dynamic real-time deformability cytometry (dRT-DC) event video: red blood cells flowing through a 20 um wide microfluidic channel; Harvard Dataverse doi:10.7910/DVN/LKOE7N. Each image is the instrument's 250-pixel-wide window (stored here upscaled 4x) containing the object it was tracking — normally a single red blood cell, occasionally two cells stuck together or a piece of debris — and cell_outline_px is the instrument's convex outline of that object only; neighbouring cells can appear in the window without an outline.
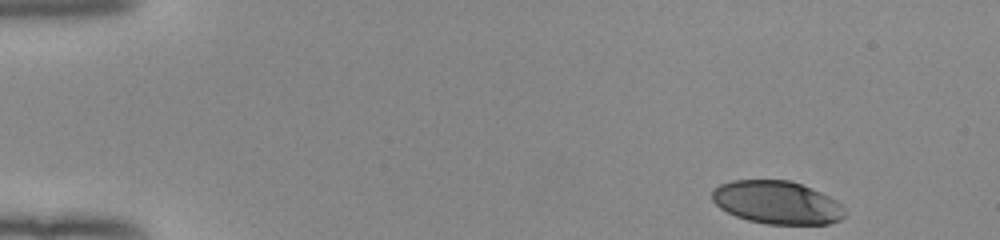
{"species": "human", "species_latin": "Homo sapiens", "temperature_condition": "room temperature", "stored_images_in_passage": 44, "camera_frame_rate_fps": 3000, "um_per_image_px": 0.085, "donor": {"sex": "female"}, "frame": {"image": 1, "passage_image": 1, "time_ms": 0.0, "image_size_px": [1000, 240], "cell_outline_px": [[844, 216], [840, 220], [828, 224], [768, 224], [748, 220], [736, 216], [720, 208], [712, 200], [712, 188], [720, 184], [732, 180], [792, 180], [812, 188], [836, 200], [844, 208]], "centroid_in_image_um": [66.03, 17.2], "position_along_channel_um": 19.0, "area_um2": 33.35}}
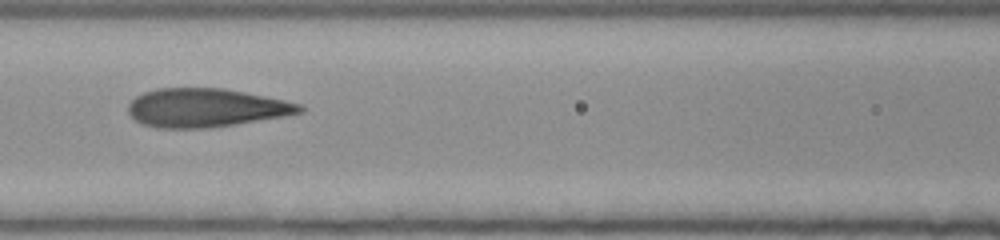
{"frame": {"image": 2, "passage_image": 16, "time_ms": 5.0, "image_size_px": [1000, 240], "cell_outline_px": [[304, 112], [284, 116], [236, 124], [208, 128], [156, 128], [144, 124], [136, 120], [128, 112], [128, 104], [136, 96], [144, 92], [156, 88], [224, 88], [304, 104]], "centroid_in_image_um": [17.51, 9.16], "position_along_channel_um": 149.1, "area_um2": 38.61}}
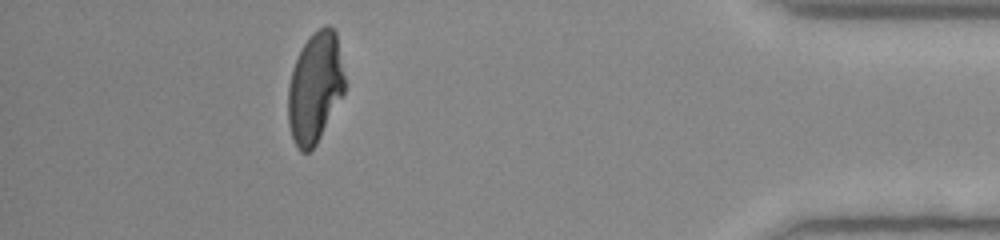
{"frame": {"image": 3, "passage_image": 39, "time_ms": 12.667, "image_size_px": [1000, 240], "cell_outline_px": [[344, 92], [316, 144], [308, 152], [300, 152], [292, 136], [288, 124], [288, 84], [292, 68], [304, 44], [312, 32], [324, 24], [328, 24], [336, 32], [344, 76]], "centroid_in_image_um": [26.76, 7.42], "position_along_channel_um": 408.4, "area_um2": 36.18}, "authors_computed_cell_mechanics": {"area_um2": 38.437, "velocity_mm_per_s": 3.9748, "shape_relaxation_time_tau1_ms": 5.876, "shape_relaxation_time_tau2_ms": 0.8512, "deformation_change_tau1": 0.2229, "deformation_change_tau2": 0.0773}}